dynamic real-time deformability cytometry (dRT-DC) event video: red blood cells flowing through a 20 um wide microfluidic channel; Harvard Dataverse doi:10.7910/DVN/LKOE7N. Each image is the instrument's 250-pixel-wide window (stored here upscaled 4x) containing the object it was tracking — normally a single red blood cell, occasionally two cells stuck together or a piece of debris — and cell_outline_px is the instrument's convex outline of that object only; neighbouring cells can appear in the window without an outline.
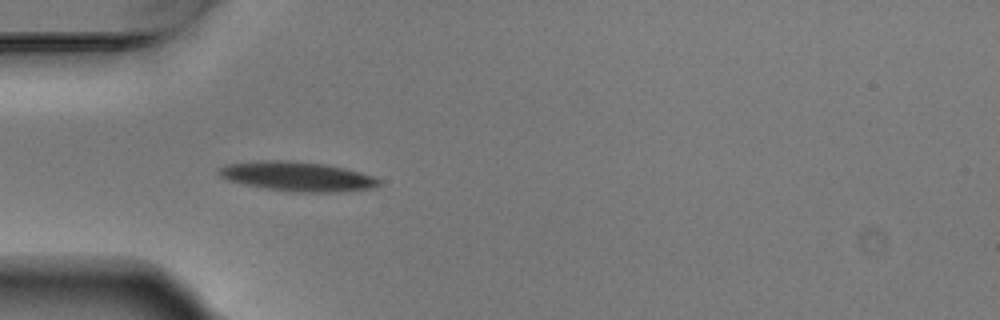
{"species": "Egyptian fruit bat (a non-hibernating species)", "species_latin": "Rousettus aegyptiacus", "temperature_condition": "warm", "stored_images_in_passage": 4, "camera_frame_rate_fps": 3000, "um_per_image_px": 0.085, "animal": {"sex": "male"}, "frame": {"image": 1, "passage_image": 4, "time_ms": 1.0, "image_size_px": [1000, 320], "cell_outline_px": [[380, 184], [368, 188], [336, 192], [300, 192], [268, 188], [244, 184], [228, 180], [220, 176], [216, 172], [216, 168], [224, 164], [260, 160], [288, 160], [328, 164], [360, 172], [372, 176], [380, 180]], "centroid_in_image_um": [25.19, 14.97], "position_along_channel_um": 59.8, "area_um2": 27.4}}